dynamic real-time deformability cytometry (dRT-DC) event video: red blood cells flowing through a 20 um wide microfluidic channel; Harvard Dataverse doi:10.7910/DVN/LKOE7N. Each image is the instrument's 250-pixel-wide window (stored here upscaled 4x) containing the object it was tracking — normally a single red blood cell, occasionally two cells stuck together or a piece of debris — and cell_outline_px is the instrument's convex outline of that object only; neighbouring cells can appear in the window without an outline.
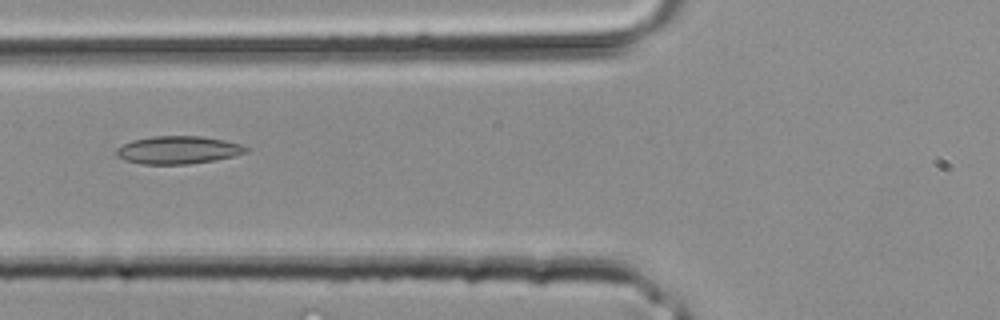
{"species": "common noctule bat (a hibernating species)", "species_latin": "Nyctalus noctula", "temperature_condition": "room temperature", "stored_images_in_passage": 3, "camera_frame_rate_fps": 3000, "um_per_image_px": 0.085, "animal": {"sex": "male", "body_mass_g": 20.4}, "frame": {"image": 1, "passage_image": 3, "time_ms": 0.667, "image_size_px": [1000, 320], "cell_outline_px": [[252, 148], [248, 152], [216, 160], [188, 164], [140, 164], [124, 160], [116, 156], [116, 148], [132, 140], [152, 136], [200, 136], [224, 140], [240, 144]], "centroid_in_image_um": [15.14, 12.75], "position_along_channel_um": 110.7, "area_um2": 21.15}}